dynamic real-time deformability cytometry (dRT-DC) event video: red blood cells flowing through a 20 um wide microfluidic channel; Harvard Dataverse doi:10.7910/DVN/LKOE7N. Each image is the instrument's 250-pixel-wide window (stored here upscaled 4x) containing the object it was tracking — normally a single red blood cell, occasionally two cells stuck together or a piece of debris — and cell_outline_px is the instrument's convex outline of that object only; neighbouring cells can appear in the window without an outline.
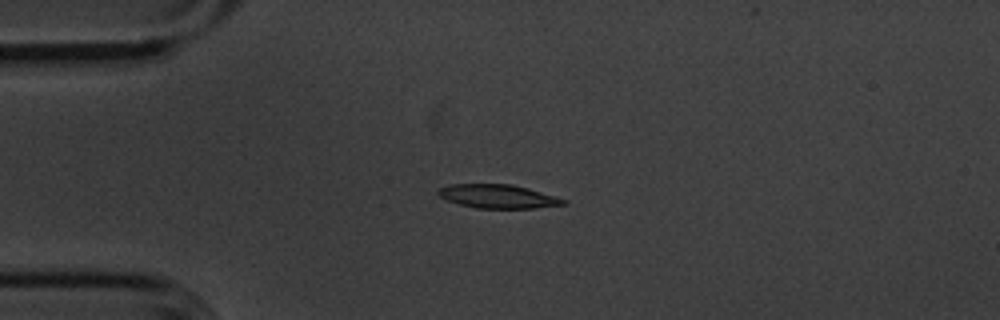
{"species": "common noctule bat (a hibernating species)", "species_latin": "Nyctalus noctula", "temperature_condition": "cold", "stored_images_in_passage": 43, "camera_frame_rate_fps": 3000, "um_per_image_px": 0.085, "animal": {"sex": "male", "body_mass_g": 20.1, "forearm_length_mm": 53.5}, "frame": {"image": 1, "passage_image": 1, "time_ms": 0.0, "image_size_px": [1000, 320], "cell_outline_px": [[568, 204], [532, 208], [476, 208], [460, 204], [448, 200], [440, 196], [436, 192], [440, 188], [448, 184], [512, 184], [528, 188], [568, 200]], "centroid_in_image_um": [42.34, 16.69], "position_along_channel_um": 42.7, "area_um2": 17.22}}
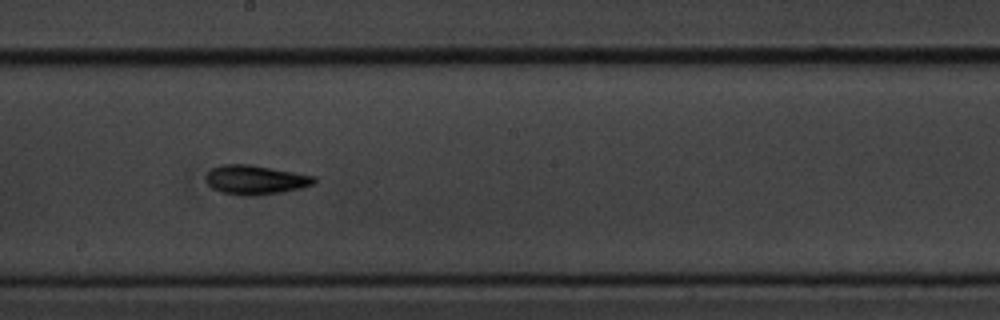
{"frame": {"image": 2, "passage_image": 18, "time_ms": 5.667, "image_size_px": [1000, 320], "cell_outline_px": [[316, 184], [284, 192], [256, 196], [244, 196], [220, 192], [212, 188], [204, 180], [204, 176], [212, 168], [224, 164], [248, 164], [316, 176]], "centroid_in_image_um": [21.7, 15.3], "position_along_channel_um": 226.5, "area_um2": 18.67}}
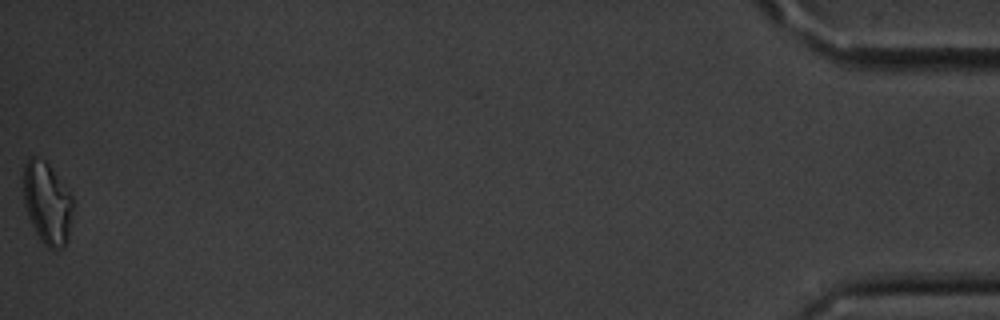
{"frame": {"image": 3, "passage_image": 43, "time_ms": 14.0, "image_size_px": [1000, 320], "cell_outline_px": [[72, 208], [68, 240], [64, 248], [48, 248], [40, 240], [28, 216], [24, 204], [24, 164], [28, 156], [36, 156], [44, 160], [48, 164], [72, 196]], "centroid_in_image_um": [4.0, 17.26], "position_along_channel_um": 431.2, "area_um2": 23.47}, "authors_computed_cell_mechanics": {"area_um2": 17.8602, "velocity_mm_per_s": 3.6014, "shape_relaxation_time_tau1_ms": 2.4767, "shape_relaxation_time_tau2_ms": 6.0323, "deformation_change_tau1": 0.1054, "deformation_change_tau2": 0.1471}}